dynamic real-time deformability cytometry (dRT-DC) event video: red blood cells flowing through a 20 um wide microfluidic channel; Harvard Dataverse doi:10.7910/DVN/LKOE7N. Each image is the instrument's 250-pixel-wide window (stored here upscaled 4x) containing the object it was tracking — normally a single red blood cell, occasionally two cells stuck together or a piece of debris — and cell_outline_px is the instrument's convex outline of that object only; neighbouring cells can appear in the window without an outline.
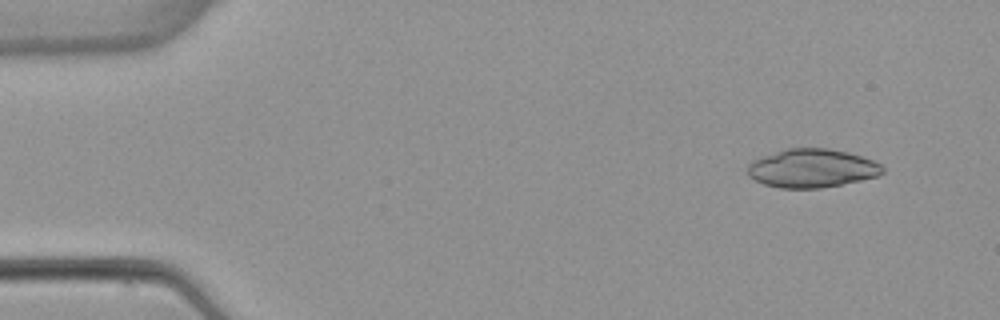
{"species": "common noctule bat (a hibernating species)", "species_latin": "Nyctalus noctula", "temperature_condition": "warm", "stored_images_in_passage": 5, "camera_frame_rate_fps": 3000, "um_per_image_px": 0.085, "animal": {"sex": "female", "body_mass_g": 22.7, "forearm_length_mm": 54.2}, "frame": {"image": 1, "passage_image": 1, "time_ms": 0.0, "image_size_px": [1000, 320], "cell_outline_px": [[884, 172], [876, 176], [860, 180], [820, 188], [780, 188], [764, 184], [748, 176], [748, 164], [752, 160], [788, 148], [828, 148], [848, 152], [872, 160], [880, 164], [884, 168]], "centroid_in_image_um": [69.0, 14.3], "position_along_channel_um": 16.0, "area_um2": 30.06}}
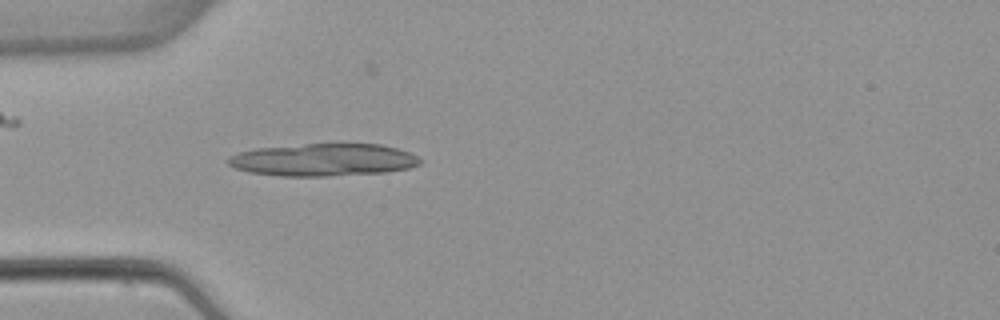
{"frame": {"image": 2, "passage_image": 4, "time_ms": 3.667, "image_size_px": [1000, 320], "cell_outline_px": [[424, 160], [420, 164], [408, 168], [384, 172], [328, 176], [280, 176], [248, 172], [236, 168], [228, 164], [224, 160], [228, 156], [240, 152], [256, 148], [304, 144], [380, 144], [396, 148], [408, 152]], "centroid_in_image_um": [27.45, 13.59], "position_along_channel_um": 57.6, "area_um2": 36.36}}